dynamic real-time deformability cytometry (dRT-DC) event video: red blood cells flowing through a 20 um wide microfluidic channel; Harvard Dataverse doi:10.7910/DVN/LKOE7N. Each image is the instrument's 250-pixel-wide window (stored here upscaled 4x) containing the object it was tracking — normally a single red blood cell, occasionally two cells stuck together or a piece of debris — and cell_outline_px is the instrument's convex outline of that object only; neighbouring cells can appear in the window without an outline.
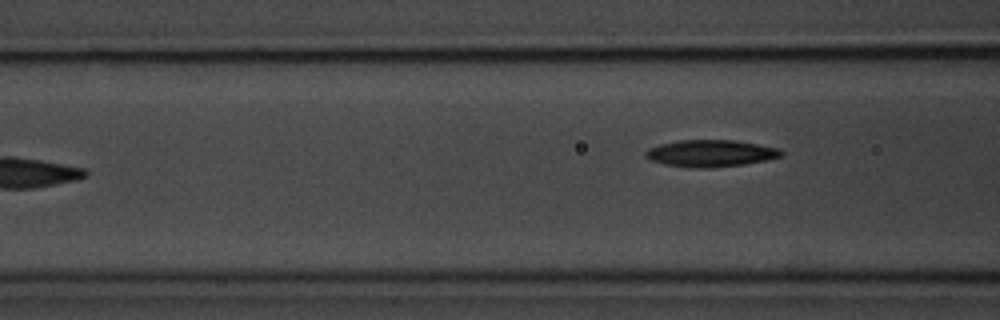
{"species": "common noctule bat (a hibernating species)", "species_latin": "Nyctalus noctula", "temperature_condition": "room temperature", "stored_images_in_passage": 7, "camera_frame_rate_fps": 3000, "um_per_image_px": 0.085, "animal": {"sex": "male", "body_mass_g": 20.1, "forearm_length_mm": 53.5}, "frame": {"image": 1, "passage_image": 7, "time_ms": 7.0, "image_size_px": [1000, 320], "cell_outline_px": [[784, 156], [768, 160], [744, 164], [712, 168], [692, 168], [664, 164], [652, 160], [644, 156], [644, 152], [648, 148], [660, 144], [680, 140], [736, 140], [780, 148], [784, 152]], "centroid_in_image_um": [60.44, 13.03], "position_along_channel_um": 106.2, "area_um2": 21.5}}